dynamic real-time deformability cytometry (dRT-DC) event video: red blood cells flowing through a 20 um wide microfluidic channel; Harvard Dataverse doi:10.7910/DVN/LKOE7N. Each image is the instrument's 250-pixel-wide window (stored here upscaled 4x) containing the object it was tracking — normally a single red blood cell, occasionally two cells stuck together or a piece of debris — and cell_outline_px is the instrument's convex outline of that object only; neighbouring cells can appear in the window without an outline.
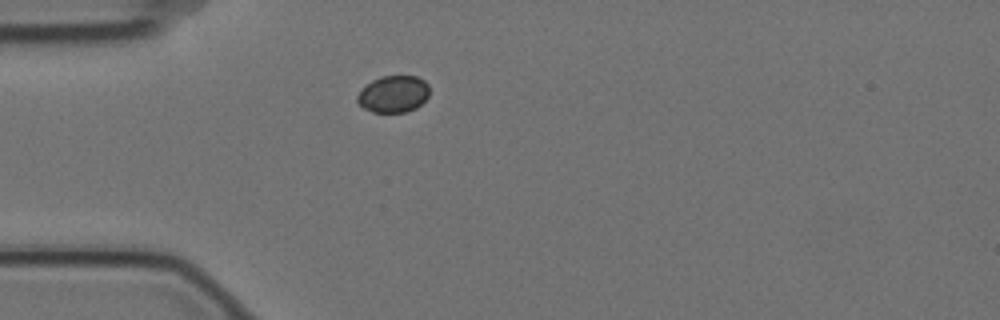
{"species": "Egyptian fruit bat (a non-hibernating species)", "species_latin": "Rousettus aegyptiacus", "temperature_condition": "cold", "stored_images_in_passage": 1, "camera_frame_rate_fps": 3000, "um_per_image_px": 0.085, "animal": {"sex": "female"}, "frame": {"image": 1, "passage_image": 1, "time_ms": 0.0, "image_size_px": [1000, 320], "cell_outline_px": [[428, 96], [416, 108], [404, 112], [372, 112], [364, 108], [356, 100], [356, 96], [360, 88], [372, 80], [380, 76], [416, 76], [424, 80], [428, 84]], "centroid_in_image_um": [33.4, 7.98], "position_along_channel_um": 51.6, "area_um2": 15.55}}